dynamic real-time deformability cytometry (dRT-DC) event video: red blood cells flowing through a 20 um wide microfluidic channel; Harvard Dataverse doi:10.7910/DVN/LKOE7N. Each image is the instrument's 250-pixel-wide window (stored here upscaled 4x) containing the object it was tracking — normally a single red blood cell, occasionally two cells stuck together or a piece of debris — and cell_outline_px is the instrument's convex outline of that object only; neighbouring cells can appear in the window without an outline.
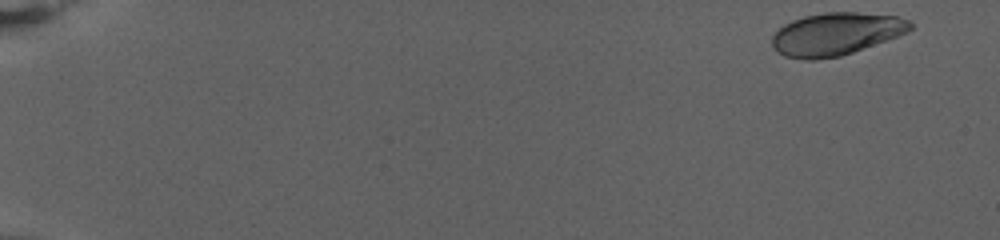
{"species": "human", "species_latin": "Homo sapiens", "temperature_condition": "warm", "stored_images_in_passage": 59, "camera_frame_rate_fps": 3000, "um_per_image_px": 0.085, "donor": {"sex": "female"}, "frame": {"image": 1, "passage_image": 2, "time_ms": 0.333, "image_size_px": [1000, 240], "cell_outline_px": [[912, 28], [908, 32], [852, 52], [840, 56], [816, 60], [804, 60], [784, 56], [772, 48], [772, 36], [784, 24], [792, 20], [804, 16], [828, 12], [856, 12], [896, 16], [908, 20], [912, 24]], "centroid_in_image_um": [71.02, 2.89], "position_along_channel_um": 14.0, "area_um2": 34.16}}
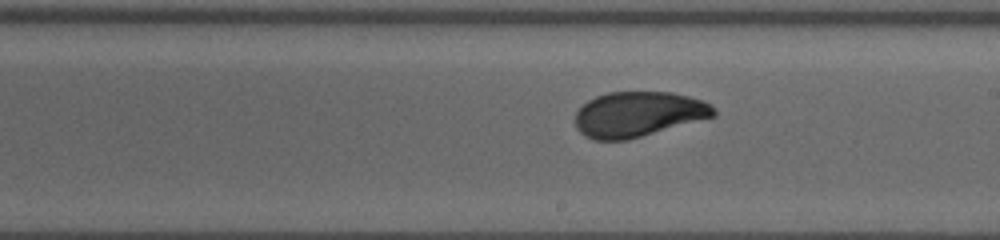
{"frame": {"image": 2, "passage_image": 32, "time_ms": 10.333, "image_size_px": [1000, 240], "cell_outline_px": [[716, 116], [628, 140], [592, 140], [584, 136], [576, 128], [576, 112], [588, 100], [596, 96], [608, 92], [672, 92], [704, 100], [712, 104], [716, 108]], "centroid_in_image_um": [54.27, 9.71], "position_along_channel_um": 234.7, "area_um2": 36.7}}
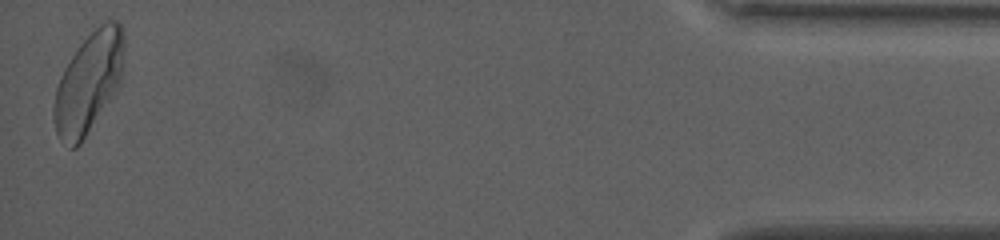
{"frame": {"image": 3, "passage_image": 58, "time_ms": 19.0, "image_size_px": [1000, 240], "cell_outline_px": [[124, 52], [120, 84], [80, 144], [76, 148], [68, 148], [60, 140], [56, 132], [52, 112], [52, 108], [56, 88], [72, 56], [80, 44], [100, 24], [108, 20], [116, 20], [120, 24], [124, 36]], "centroid_in_image_um": [7.53, 7.05], "position_along_channel_um": 427.7, "area_um2": 40.58}, "authors_computed_cell_mechanics": {"area_um2": 36.4718, "velocity_mm_per_s": 2.7942, "shape_relaxation_time_tau1_ms": 2.8493, "shape_relaxation_time_tau2_ms": 0.8561, "deformation_change_tau1": 0.1469, "deformation_change_tau2": 0.0544}}